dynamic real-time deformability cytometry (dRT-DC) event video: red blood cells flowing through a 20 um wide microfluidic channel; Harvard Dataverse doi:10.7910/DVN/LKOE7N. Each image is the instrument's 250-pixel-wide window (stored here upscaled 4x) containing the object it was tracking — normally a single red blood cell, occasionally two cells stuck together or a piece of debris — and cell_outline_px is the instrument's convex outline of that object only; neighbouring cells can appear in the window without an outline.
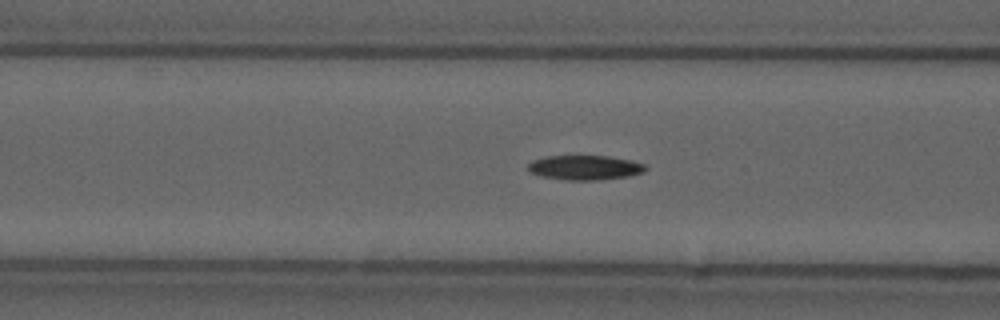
{"species": "common noctule bat (a hibernating species)", "species_latin": "Nyctalus noctula", "temperature_condition": "cold", "stored_images_in_passage": 18, "camera_frame_rate_fps": 3000, "um_per_image_px": 0.085, "animal": {"sex": "male", "forearm_length_mm": 52.5}, "frame": {"image": 1, "passage_image": 13, "time_ms": 4.0, "image_size_px": [1000, 320], "cell_outline_px": [[648, 168], [644, 172], [628, 176], [600, 180], [568, 180], [544, 176], [532, 172], [528, 168], [528, 164], [532, 160], [544, 156], [608, 156], [632, 160], [644, 164]], "centroid_in_image_um": [49.76, 14.23], "position_along_channel_um": 116.8, "area_um2": 16.76}}